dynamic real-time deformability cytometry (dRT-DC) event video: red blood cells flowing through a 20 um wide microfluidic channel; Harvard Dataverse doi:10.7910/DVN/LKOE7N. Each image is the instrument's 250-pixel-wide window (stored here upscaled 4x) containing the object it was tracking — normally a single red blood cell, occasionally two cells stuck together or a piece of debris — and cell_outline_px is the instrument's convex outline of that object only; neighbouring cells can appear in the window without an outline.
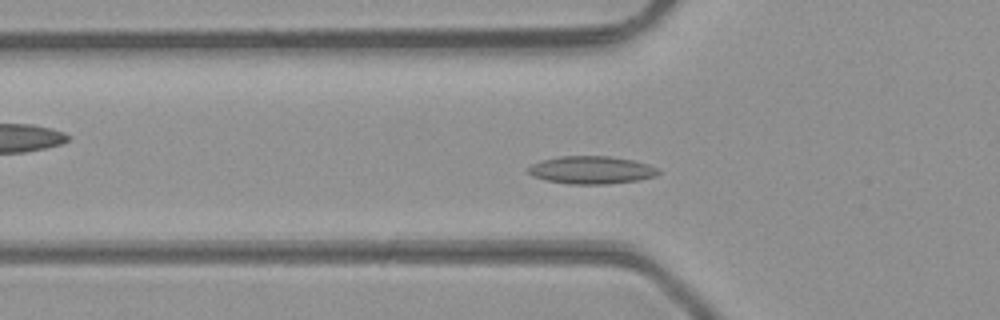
{"species": "common noctule bat (a hibernating species)", "species_latin": "Nyctalus noctula", "temperature_condition": "room temperature", "stored_images_in_passage": 47, "camera_frame_rate_fps": 3000, "um_per_image_px": 0.085, "animal": {"sex": "male", "body_mass_g": 23.1, "forearm_length_mm": 52.7}, "frame": {"image": 1, "passage_image": 15, "time_ms": 4.667, "image_size_px": [1000, 320], "cell_outline_px": [[660, 172], [656, 176], [640, 180], [604, 184], [568, 184], [544, 180], [532, 176], [524, 168], [532, 164], [544, 160], [560, 156], [608, 156], [632, 160], [648, 164], [656, 168]], "centroid_in_image_um": [50.23, 14.46], "position_along_channel_um": 75.6, "area_um2": 21.1}}
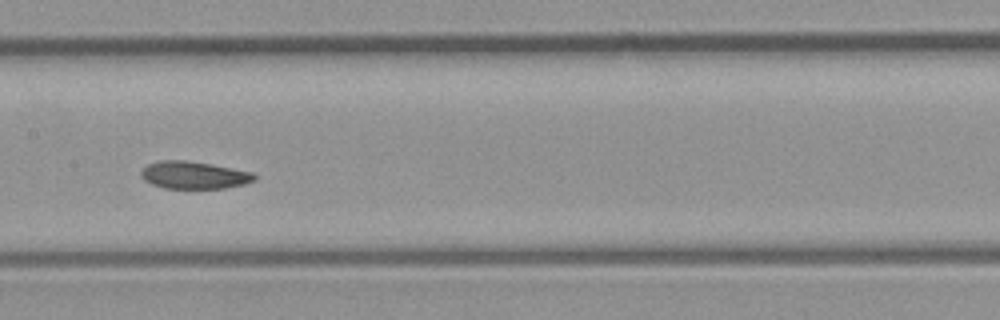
{"frame": {"image": 2, "passage_image": 23, "time_ms": 7.333, "image_size_px": [1000, 320], "cell_outline_px": [[256, 180], [244, 184], [224, 188], [164, 188], [152, 184], [144, 180], [140, 176], [140, 172], [148, 164], [160, 160], [184, 160], [208, 164], [252, 172], [256, 176]], "centroid_in_image_um": [16.46, 14.89], "position_along_channel_um": 190.9, "area_um2": 17.92}}
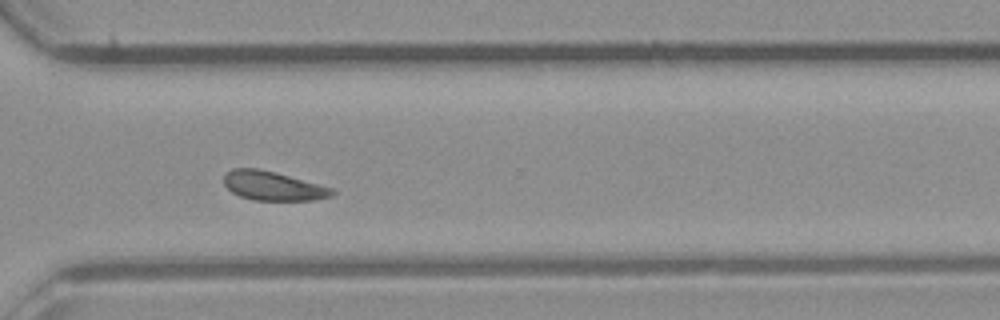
{"frame": {"image": 3, "passage_image": 34, "time_ms": 11.0, "image_size_px": [1000, 320], "cell_outline_px": [[336, 192], [332, 196], [312, 200], [252, 200], [240, 196], [232, 192], [224, 184], [224, 176], [232, 168], [256, 168], [288, 176], [332, 188]], "centroid_in_image_um": [23.18, 15.81], "position_along_channel_um": 347.4, "area_um2": 17.98}, "authors_computed_cell_mechanics": {"area_um2": 18.9584, "velocity_mm_per_s": 4.286, "shape_relaxation_time_tau1_ms": 4.4846, "shape_relaxation_time_tau2_ms": null, "deformation_change_tau1": 0.0796, "deformation_change_tau2": null}}